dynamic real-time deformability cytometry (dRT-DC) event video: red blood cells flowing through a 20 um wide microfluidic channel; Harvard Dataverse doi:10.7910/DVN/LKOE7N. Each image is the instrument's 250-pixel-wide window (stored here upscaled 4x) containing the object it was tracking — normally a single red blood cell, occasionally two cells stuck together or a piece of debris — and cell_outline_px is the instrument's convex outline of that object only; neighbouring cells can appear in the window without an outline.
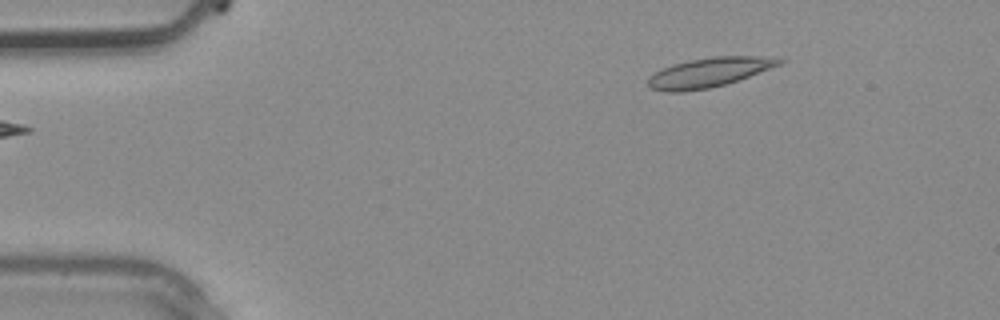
{"species": "common noctule bat (a hibernating species)", "species_latin": "Nyctalus noctula", "temperature_condition": "warm", "stored_images_in_passage": 3, "camera_frame_rate_fps": 3000, "um_per_image_px": 0.085, "animal": {"sex": "male", "body_mass_g": 20.4}, "frame": {"image": 1, "passage_image": 3, "time_ms": 0.667, "image_size_px": [1000, 320], "cell_outline_px": [[788, 60], [784, 64], [740, 80], [708, 88], [684, 92], [664, 92], [648, 88], [648, 80], [656, 72], [672, 64], [688, 60], [712, 56], [756, 56]], "centroid_in_image_um": [60.31, 6.16], "position_along_channel_um": 24.7, "area_um2": 22.72}}